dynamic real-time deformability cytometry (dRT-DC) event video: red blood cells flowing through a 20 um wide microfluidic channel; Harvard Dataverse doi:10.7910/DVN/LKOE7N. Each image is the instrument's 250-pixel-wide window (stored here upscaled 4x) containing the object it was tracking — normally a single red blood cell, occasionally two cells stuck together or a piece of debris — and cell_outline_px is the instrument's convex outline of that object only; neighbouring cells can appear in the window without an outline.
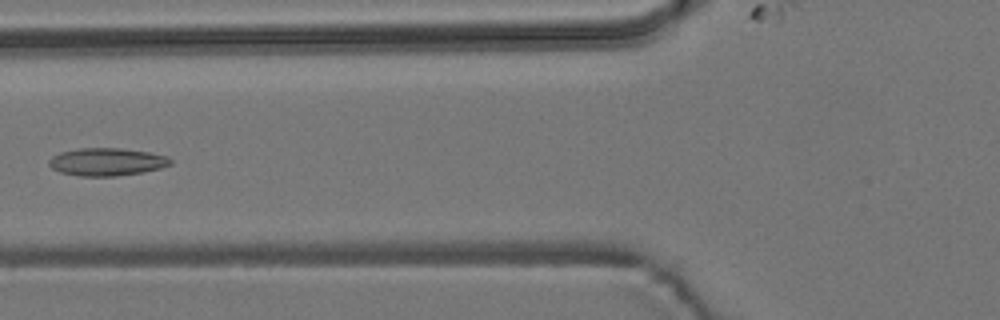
{"species": "common noctule bat (a hibernating species)", "species_latin": "Nyctalus noctula", "temperature_condition": "room temperature", "stored_images_in_passage": 5, "camera_frame_rate_fps": 3000, "um_per_image_px": 0.085, "animal": {"sex": "male", "body_mass_g": 19.2, "forearm_length_mm": 51.8}, "frame": {"image": 1, "passage_image": 4, "time_ms": 3.333, "image_size_px": [1000, 320], "cell_outline_px": [[172, 164], [160, 168], [140, 172], [116, 176], [80, 176], [60, 172], [52, 168], [48, 164], [48, 160], [52, 156], [60, 152], [80, 148], [120, 148], [148, 152], [168, 156], [172, 160]], "centroid_in_image_um": [9.06, 13.75], "position_along_channel_um": 116.7, "area_um2": 19.59}}